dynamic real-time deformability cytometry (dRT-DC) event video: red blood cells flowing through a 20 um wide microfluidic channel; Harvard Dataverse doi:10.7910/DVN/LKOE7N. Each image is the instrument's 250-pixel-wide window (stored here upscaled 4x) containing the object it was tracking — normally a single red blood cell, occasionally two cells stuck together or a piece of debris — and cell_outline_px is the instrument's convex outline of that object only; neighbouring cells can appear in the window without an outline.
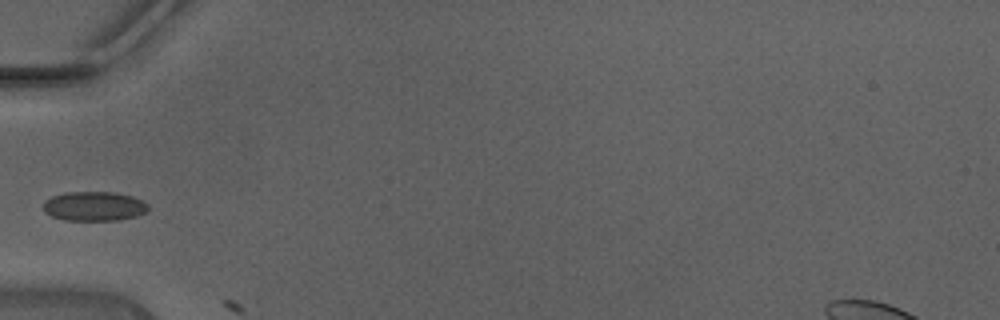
{"species": "Egyptian fruit bat (a non-hibernating species)", "species_latin": "Rousettus aegyptiacus", "temperature_condition": "warm", "stored_images_in_passage": 2, "camera_frame_rate_fps": 3000, "um_per_image_px": 0.085, "animal": {"sex": "male"}, "frame": {"image": 1, "passage_image": 1, "time_ms": 0.0, "image_size_px": [1000, 320], "cell_outline_px": [[148, 208], [144, 212], [136, 216], [120, 220], [64, 220], [52, 216], [44, 212], [44, 200], [52, 196], [68, 192], [112, 192], [132, 196], [144, 200], [148, 204]], "centroid_in_image_um": [8.0, 17.53], "position_along_channel_um": 77.0, "area_um2": 17.98}}